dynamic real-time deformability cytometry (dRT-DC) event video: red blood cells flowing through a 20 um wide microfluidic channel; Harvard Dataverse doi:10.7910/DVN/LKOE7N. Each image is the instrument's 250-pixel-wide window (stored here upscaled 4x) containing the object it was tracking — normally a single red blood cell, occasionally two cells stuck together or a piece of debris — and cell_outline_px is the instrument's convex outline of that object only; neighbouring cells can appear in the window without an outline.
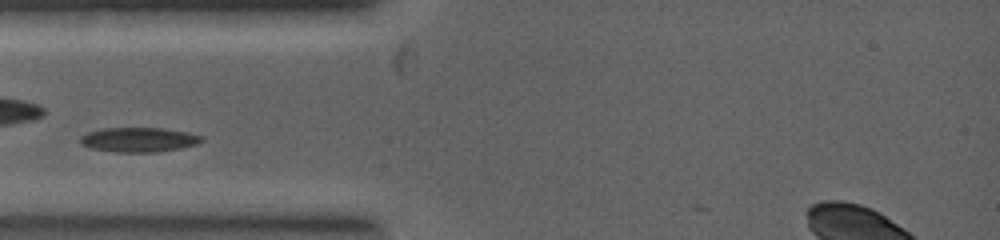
{"species": "common noctule bat (a hibernating species)", "species_latin": "Nyctalus noctula", "temperature_condition": "warm", "stored_images_in_passage": 5, "camera_frame_rate_fps": 5000, "um_per_image_px": 0.085, "animal": {"sex": "female", "body_mass_g": 19.0, "forearm_length_mm": 53.3}, "frame": {"image": 1, "passage_image": 4, "time_ms": 1.0, "image_size_px": [1000, 240], "cell_outline_px": [[204, 140], [196, 144], [180, 148], [156, 152], [116, 152], [92, 148], [80, 144], [80, 136], [88, 132], [100, 128], [164, 128], [188, 132], [204, 136]], "centroid_in_image_um": [11.8, 11.86], "position_along_channel_um": 73.2, "area_um2": 17.46}}